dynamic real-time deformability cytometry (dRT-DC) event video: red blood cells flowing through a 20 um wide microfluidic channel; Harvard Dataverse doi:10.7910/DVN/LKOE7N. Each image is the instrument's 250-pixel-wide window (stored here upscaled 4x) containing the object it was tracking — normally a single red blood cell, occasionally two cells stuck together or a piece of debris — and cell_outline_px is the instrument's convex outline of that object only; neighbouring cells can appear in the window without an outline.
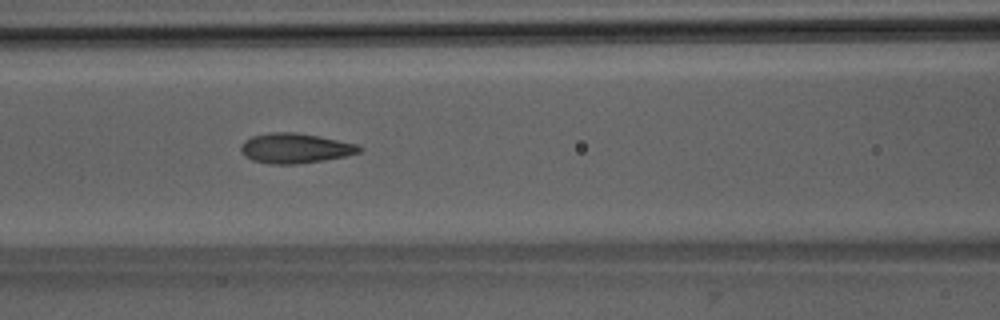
{"species": "Egyptian fruit bat (a non-hibernating species)", "species_latin": "Rousettus aegyptiacus", "temperature_condition": "room temperature", "stored_images_in_passage": 35, "camera_frame_rate_fps": 3000, "um_per_image_px": 0.085, "animal": {"sex": "male"}, "frame": {"image": 1, "passage_image": 6, "time_ms": 1.667, "image_size_px": [1000, 320], "cell_outline_px": [[364, 148], [360, 152], [344, 156], [324, 160], [296, 164], [268, 164], [252, 160], [244, 156], [240, 152], [240, 144], [244, 140], [252, 136], [268, 132], [296, 132], [360, 144]], "centroid_in_image_um": [25.06, 12.59], "position_along_channel_um": 141.5, "area_um2": 20.92}}
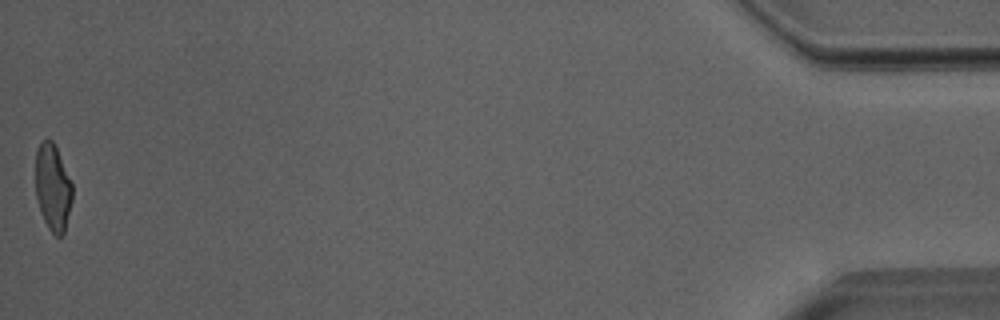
{"frame": {"image": 2, "passage_image": 35, "time_ms": 11.333, "image_size_px": [1000, 320], "cell_outline_px": [[72, 200], [64, 232], [60, 236], [56, 236], [48, 228], [40, 212], [36, 196], [36, 152], [40, 140], [52, 140], [56, 148], [72, 184]], "centroid_in_image_um": [4.47, 15.94], "position_along_channel_um": 430.7, "area_um2": 18.38}, "authors_computed_cell_mechanics": {"area_um2": 19.5942, "velocity_mm_per_s": 4.0043, "shape_relaxation_time_tau1_ms": 4.2845, "shape_relaxation_time_tau2_ms": 1.3174, "deformation_change_tau1": 0.157, "deformation_change_tau2": 0.0715}}